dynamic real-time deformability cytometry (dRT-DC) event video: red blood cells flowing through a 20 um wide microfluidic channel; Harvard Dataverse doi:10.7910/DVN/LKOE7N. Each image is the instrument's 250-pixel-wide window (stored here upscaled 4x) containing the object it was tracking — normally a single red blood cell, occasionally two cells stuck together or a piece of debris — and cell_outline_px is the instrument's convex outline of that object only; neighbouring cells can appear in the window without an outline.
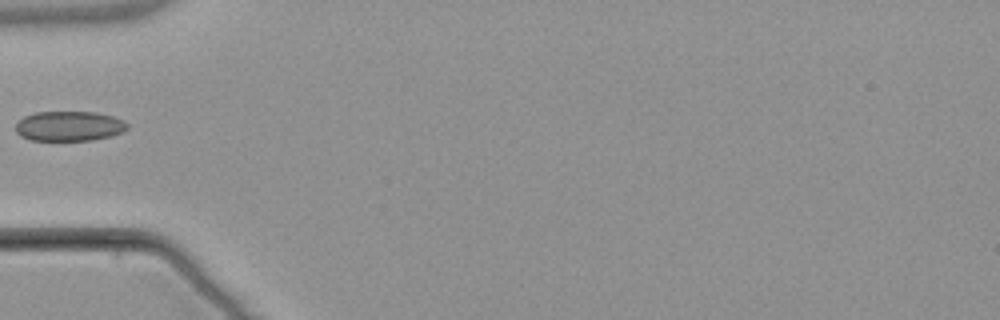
{"species": "common noctule bat (a hibernating species)", "species_latin": "Nyctalus noctula", "temperature_condition": "warm", "stored_images_in_passage": 22, "camera_frame_rate_fps": 3000, "um_per_image_px": 0.085, "animal": {"sex": "male", "body_mass_g": 21.5, "forearm_length_mm": 52.0}, "frame": {"image": 1, "passage_image": 1, "time_ms": 0.0, "image_size_px": [1000, 320], "cell_outline_px": [[128, 128], [112, 136], [92, 140], [28, 140], [20, 136], [16, 132], [16, 124], [24, 116], [36, 112], [96, 112], [112, 116], [124, 120], [128, 124]], "centroid_in_image_um": [5.88, 10.72], "position_along_channel_um": 79.1, "area_um2": 19.48}}